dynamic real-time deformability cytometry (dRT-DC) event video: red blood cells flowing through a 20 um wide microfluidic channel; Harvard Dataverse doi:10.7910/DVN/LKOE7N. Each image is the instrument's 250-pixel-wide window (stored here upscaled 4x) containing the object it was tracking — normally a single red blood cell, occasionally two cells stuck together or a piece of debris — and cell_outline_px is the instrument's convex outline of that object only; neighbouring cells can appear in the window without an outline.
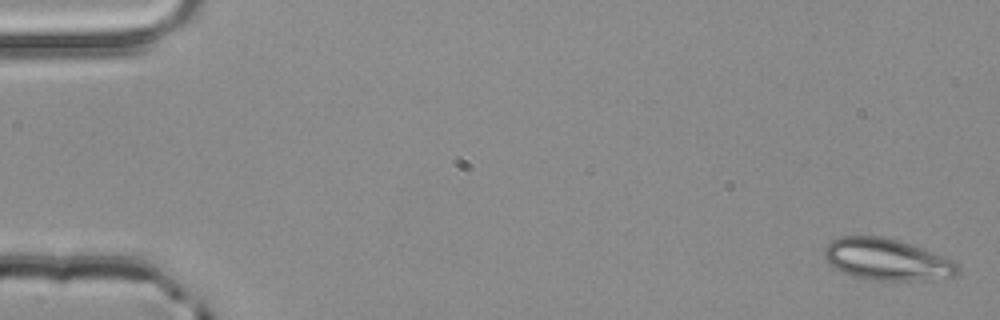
{"species": "common noctule bat (a hibernating species)", "species_latin": "Nyctalus noctula", "temperature_condition": "room temperature", "stored_images_in_passage": 4, "camera_frame_rate_fps": 3000, "um_per_image_px": 0.085, "animal": {"sex": "male", "body_mass_g": 20.4}, "frame": {"image": 1, "passage_image": 1, "time_ms": 0.0, "image_size_px": [1000, 320], "cell_outline_px": [[956, 272], [952, 276], [924, 280], [872, 280], [856, 276], [832, 268], [824, 260], [824, 248], [832, 240], [840, 236], [884, 236], [920, 248], [952, 260], [956, 264]], "centroid_in_image_um": [75.27, 22.05], "position_along_channel_um": 9.7, "area_um2": 31.79}}